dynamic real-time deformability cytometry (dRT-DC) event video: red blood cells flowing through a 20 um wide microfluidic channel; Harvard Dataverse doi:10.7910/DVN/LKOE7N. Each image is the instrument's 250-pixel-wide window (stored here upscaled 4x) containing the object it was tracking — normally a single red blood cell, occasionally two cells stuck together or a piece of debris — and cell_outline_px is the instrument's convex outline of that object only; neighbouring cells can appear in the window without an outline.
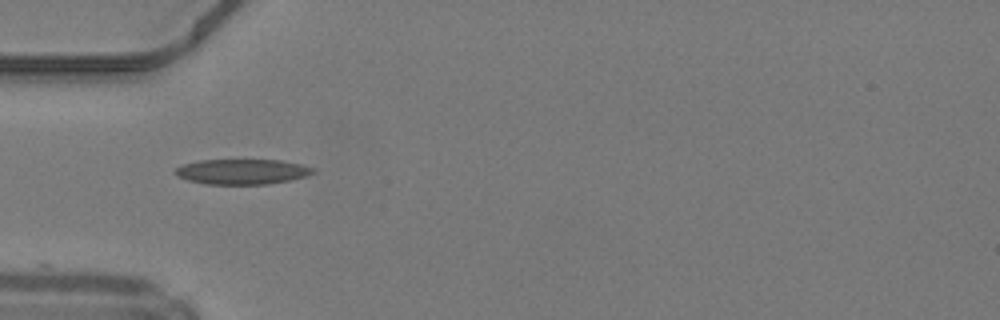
{"species": "common noctule bat (a hibernating species)", "species_latin": "Nyctalus noctula", "temperature_condition": "warm", "stored_images_in_passage": 34, "camera_frame_rate_fps": 3000, "um_per_image_px": 0.085, "animal": {"sex": "male", "body_mass_g": 19.2, "forearm_length_mm": 51.8}, "frame": {"image": 1, "passage_image": 1, "time_ms": 0.0, "image_size_px": [1000, 320], "cell_outline_px": [[316, 172], [304, 176], [288, 180], [268, 184], [204, 184], [188, 180], [176, 176], [172, 172], [176, 168], [184, 164], [200, 160], [280, 160], [300, 164], [312, 168]], "centroid_in_image_um": [20.52, 14.59], "position_along_channel_um": 64.5, "area_um2": 20.11}}
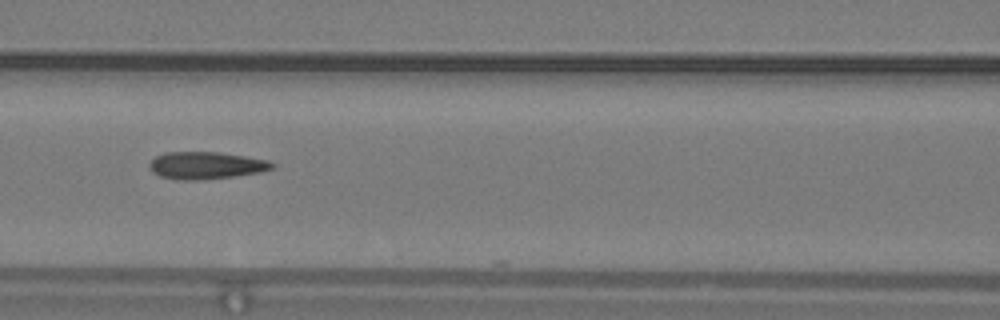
{"frame": {"image": 2, "passage_image": 7, "time_ms": 2.0, "image_size_px": [1000, 320], "cell_outline_px": [[276, 168], [260, 172], [232, 176], [196, 180], [176, 180], [160, 176], [152, 172], [148, 168], [148, 164], [156, 156], [164, 152], [220, 152], [268, 160], [276, 164]], "centroid_in_image_um": [17.5, 14.06], "position_along_channel_um": 149.1, "area_um2": 19.59}}
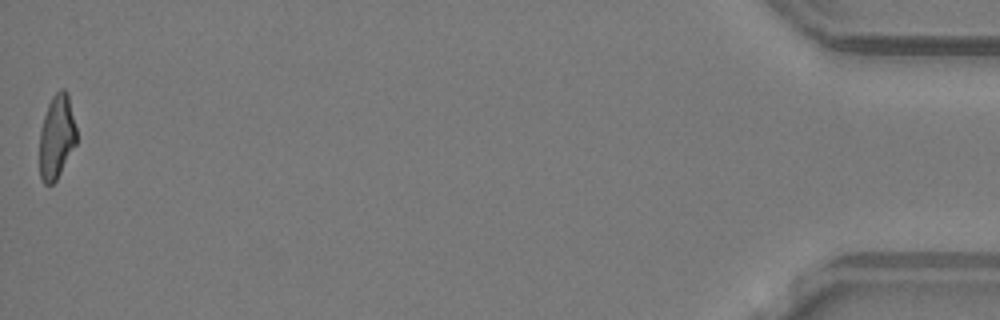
{"frame": {"image": 3, "passage_image": 34, "time_ms": 11.0, "image_size_px": [1000, 320], "cell_outline_px": [[76, 144], [56, 180], [52, 184], [44, 184], [40, 176], [40, 128], [48, 104], [52, 96], [60, 88], [64, 88], [68, 92], [76, 128]], "centroid_in_image_um": [4.82, 11.6], "position_along_channel_um": 430.4, "area_um2": 18.09}, "authors_computed_cell_mechanics": {"area_um2": 19.4208, "velocity_mm_per_s": 4.2423, "shape_relaxation_time_tau1_ms": null, "shape_relaxation_time_tau2_ms": 2.2084, "deformation_change_tau1": null, "deformation_change_tau2": 0.1035}}